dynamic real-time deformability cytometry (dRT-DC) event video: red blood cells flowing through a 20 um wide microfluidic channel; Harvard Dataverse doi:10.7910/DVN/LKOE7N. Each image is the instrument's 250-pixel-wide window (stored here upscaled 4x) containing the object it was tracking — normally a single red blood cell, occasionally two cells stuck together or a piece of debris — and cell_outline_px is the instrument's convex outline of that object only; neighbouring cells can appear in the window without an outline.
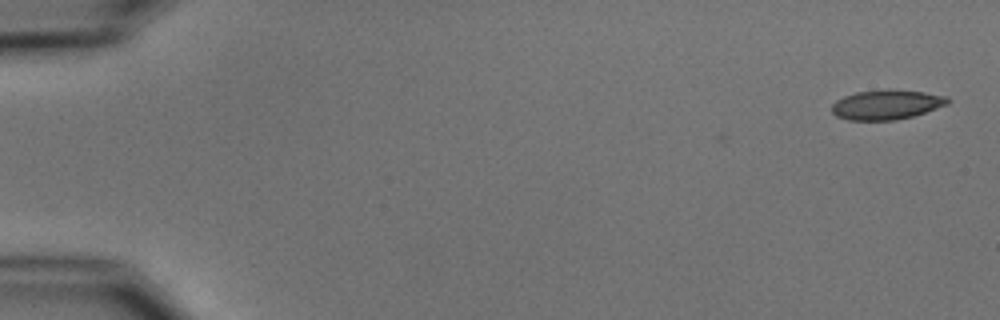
{"species": "common noctule bat (a hibernating species)", "species_latin": "Nyctalus noctula", "temperature_condition": "cold", "stored_images_in_passage": 3, "camera_frame_rate_fps": 3000, "um_per_image_px": 0.085, "animal": {"sex": "male", "body_mass_g": 15.6}, "frame": {"image": 1, "passage_image": 3, "time_ms": 0.667, "image_size_px": [1000, 320], "cell_outline_px": [[952, 100], [948, 104], [912, 116], [896, 120], [848, 120], [836, 116], [832, 112], [832, 104], [836, 100], [844, 96], [856, 92], [888, 88], [924, 92], [948, 96]], "centroid_in_image_um": [75.36, 8.88], "position_along_channel_um": 9.6, "area_um2": 20.23}}